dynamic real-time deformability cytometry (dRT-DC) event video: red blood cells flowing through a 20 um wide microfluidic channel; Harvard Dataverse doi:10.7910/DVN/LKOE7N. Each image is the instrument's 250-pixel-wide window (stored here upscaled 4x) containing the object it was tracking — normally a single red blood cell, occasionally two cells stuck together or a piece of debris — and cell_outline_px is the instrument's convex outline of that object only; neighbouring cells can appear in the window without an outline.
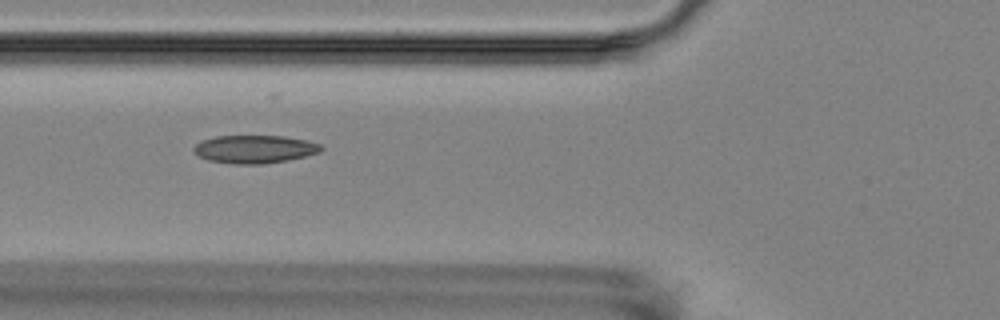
{"species": "Egyptian fruit bat (a non-hibernating species)", "species_latin": "Rousettus aegyptiacus", "temperature_condition": "room temperature", "stored_images_in_passage": 6, "camera_frame_rate_fps": 3000, "um_per_image_px": 0.085, "animal": {"sex": "female"}, "frame": {"image": 1, "passage_image": 5, "time_ms": 4.667, "image_size_px": [1000, 320], "cell_outline_px": [[324, 148], [320, 152], [304, 156], [264, 164], [236, 164], [208, 160], [200, 156], [192, 148], [196, 144], [204, 140], [216, 136], [284, 136], [304, 140], [320, 144]], "centroid_in_image_um": [21.65, 12.67], "position_along_channel_um": 104.2, "area_um2": 20.46}}